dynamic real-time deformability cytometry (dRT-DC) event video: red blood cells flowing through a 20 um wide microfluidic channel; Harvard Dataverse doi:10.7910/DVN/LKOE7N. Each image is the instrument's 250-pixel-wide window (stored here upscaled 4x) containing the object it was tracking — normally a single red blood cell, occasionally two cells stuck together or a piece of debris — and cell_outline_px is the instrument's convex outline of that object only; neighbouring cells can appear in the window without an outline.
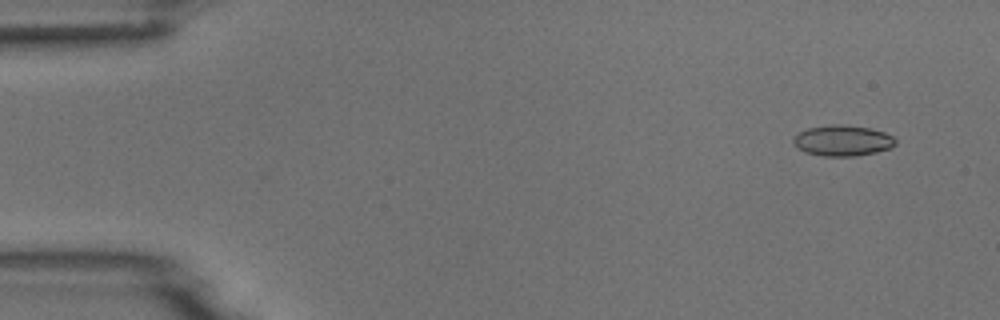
{"species": "common noctule bat (a hibernating species)", "species_latin": "Nyctalus noctula", "temperature_condition": "room temperature", "stored_images_in_passage": 4, "camera_frame_rate_fps": 3000, "um_per_image_px": 0.085, "animal": {"sex": "male", "body_mass_g": 18.8}, "frame": {"image": 1, "passage_image": 1, "time_ms": 0.0, "image_size_px": [1000, 320], "cell_outline_px": [[896, 144], [892, 148], [876, 152], [856, 156], [824, 156], [804, 152], [796, 148], [792, 140], [800, 132], [808, 128], [832, 124], [840, 124], [872, 128], [884, 132], [892, 136], [896, 140]], "centroid_in_image_um": [71.64, 11.95], "position_along_channel_um": 13.4, "area_um2": 18.44}}
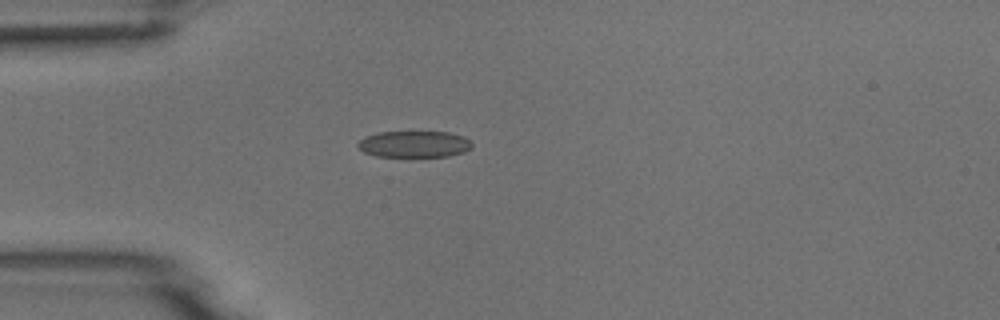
{"frame": {"image": 2, "passage_image": 4, "time_ms": 3.667, "image_size_px": [1000, 320], "cell_outline_px": [[472, 148], [464, 152], [448, 156], [376, 156], [364, 152], [356, 144], [364, 136], [380, 132], [448, 132], [464, 136], [472, 144]], "centroid_in_image_um": [35.21, 12.25], "position_along_channel_um": 49.8, "area_um2": 17.51}}